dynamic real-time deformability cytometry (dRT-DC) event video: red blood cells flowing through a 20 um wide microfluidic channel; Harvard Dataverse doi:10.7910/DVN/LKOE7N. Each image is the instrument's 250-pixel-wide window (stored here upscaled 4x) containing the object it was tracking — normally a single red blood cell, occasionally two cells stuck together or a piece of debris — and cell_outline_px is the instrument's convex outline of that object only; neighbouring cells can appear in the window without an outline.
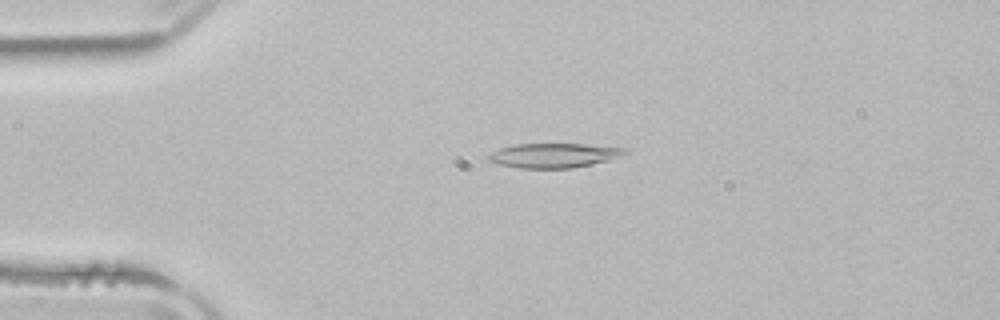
{"species": "common noctule bat (a hibernating species)", "species_latin": "Nyctalus noctula", "temperature_condition": "room temperature", "stored_images_in_passage": 3, "camera_frame_rate_fps": 3000, "um_per_image_px": 0.085, "animal": {"sex": "male", "body_mass_g": 21.5, "forearm_length_mm": 52.0}, "frame": {"image": 1, "passage_image": 1, "time_ms": 0.0, "image_size_px": [1000, 320], "cell_outline_px": [[628, 152], [612, 160], [572, 168], [520, 168], [496, 164], [488, 160], [488, 156], [492, 152], [500, 148], [512, 144], [584, 144], [628, 148]], "centroid_in_image_um": [47.1, 13.21], "position_along_channel_um": 37.9, "area_um2": 19.59}}
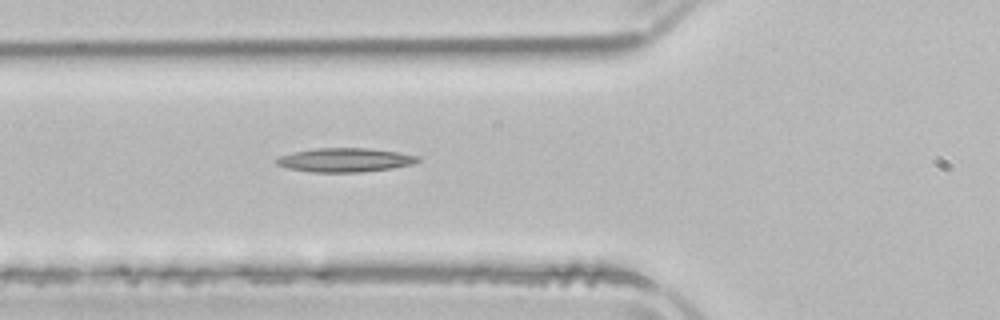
{"frame": {"image": 2, "passage_image": 3, "time_ms": 2.333, "image_size_px": [1000, 320], "cell_outline_px": [[420, 160], [412, 164], [392, 168], [360, 172], [312, 172], [288, 168], [276, 164], [276, 160], [280, 156], [292, 152], [316, 148], [368, 148], [396, 152], [420, 156]], "centroid_in_image_um": [29.32, 13.6], "position_along_channel_um": 96.5, "area_um2": 19.59}}